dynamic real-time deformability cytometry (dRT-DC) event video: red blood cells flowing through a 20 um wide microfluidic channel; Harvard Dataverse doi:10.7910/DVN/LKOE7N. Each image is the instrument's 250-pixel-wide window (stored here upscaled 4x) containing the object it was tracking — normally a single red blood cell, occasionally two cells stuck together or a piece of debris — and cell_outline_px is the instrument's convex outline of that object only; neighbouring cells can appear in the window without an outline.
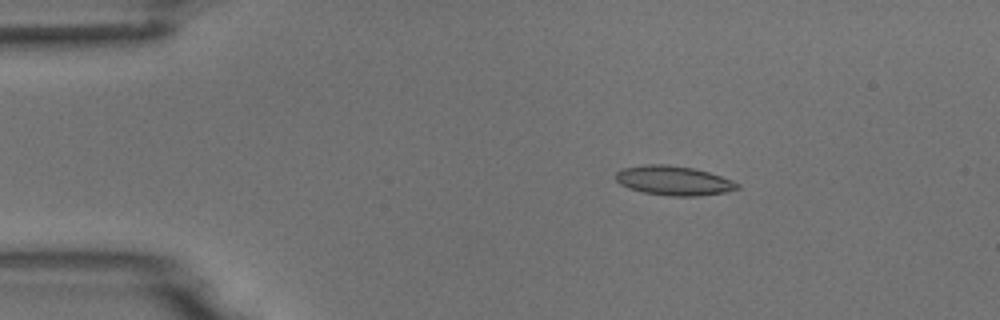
{"species": "common noctule bat (a hibernating species)", "species_latin": "Nyctalus noctula", "temperature_condition": "room temperature", "stored_images_in_passage": 5, "camera_frame_rate_fps": 3000, "um_per_image_px": 0.085, "animal": {"sex": "male", "body_mass_g": 18.8}, "frame": {"image": 1, "passage_image": 2, "time_ms": 1.0, "image_size_px": [1000, 320], "cell_outline_px": [[740, 188], [724, 192], [700, 196], [668, 196], [644, 192], [628, 188], [620, 184], [616, 180], [616, 172], [620, 168], [644, 164], [668, 164], [692, 168], [708, 172], [732, 180], [740, 184]], "centroid_in_image_um": [57.23, 15.34], "position_along_channel_um": 27.8, "area_um2": 20.92}}